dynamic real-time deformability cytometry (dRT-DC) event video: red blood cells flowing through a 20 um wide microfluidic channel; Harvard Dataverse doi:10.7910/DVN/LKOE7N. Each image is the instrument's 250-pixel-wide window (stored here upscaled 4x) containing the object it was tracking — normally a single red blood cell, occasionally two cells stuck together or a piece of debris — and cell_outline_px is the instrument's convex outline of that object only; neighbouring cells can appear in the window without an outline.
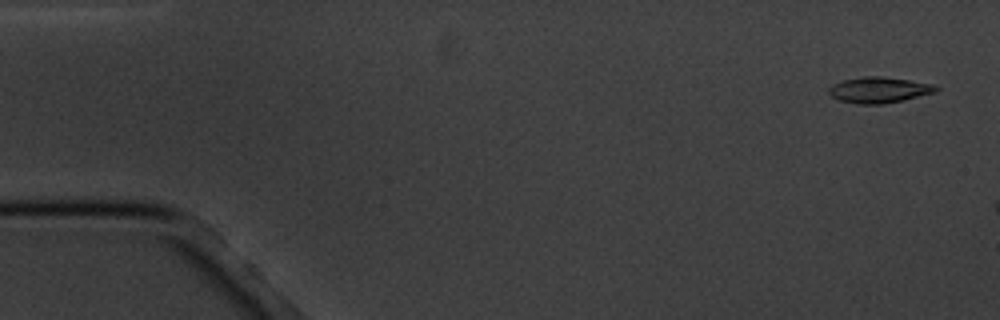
{"species": "common noctule bat (a hibernating species)", "species_latin": "Nyctalus noctula", "temperature_condition": "cold", "stored_images_in_passage": 6, "camera_frame_rate_fps": 3000, "um_per_image_px": 0.085, "animal": {"sex": "male", "body_mass_g": 20.1, "forearm_length_mm": 53.5}, "frame": {"image": 1, "passage_image": 1, "time_ms": 0.0, "image_size_px": [1000, 320], "cell_outline_px": [[940, 88], [936, 92], [904, 100], [884, 104], [860, 104], [840, 100], [832, 96], [828, 92], [828, 88], [832, 84], [840, 80], [864, 76], [880, 76], [936, 84]], "centroid_in_image_um": [74.73, 7.64], "position_along_channel_um": 10.3, "area_um2": 16.3}}